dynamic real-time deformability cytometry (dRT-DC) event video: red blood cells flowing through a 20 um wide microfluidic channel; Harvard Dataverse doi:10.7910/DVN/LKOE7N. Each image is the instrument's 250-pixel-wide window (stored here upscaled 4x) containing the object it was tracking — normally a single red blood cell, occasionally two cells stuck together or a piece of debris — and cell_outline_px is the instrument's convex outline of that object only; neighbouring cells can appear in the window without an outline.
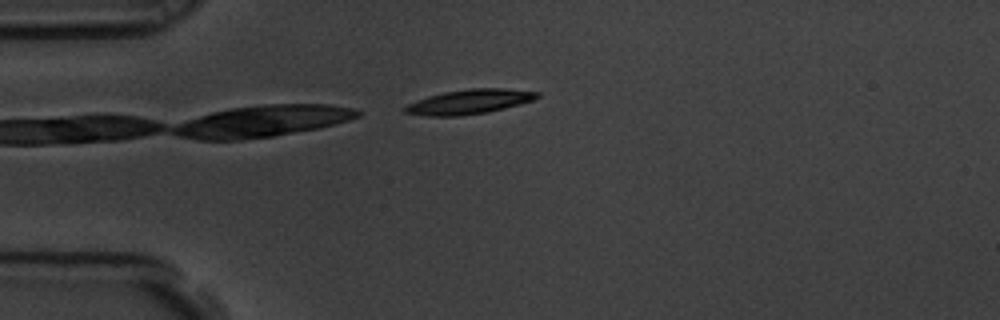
{"species": "common noctule bat (a hibernating species)", "species_latin": "Nyctalus noctula", "temperature_condition": "room temperature", "stored_images_in_passage": 1, "camera_frame_rate_fps": 3000, "um_per_image_px": 0.085, "animal": {"sex": "male", "body_mass_g": 19.5, "forearm_length_mm": 54.6}, "frame": {"image": 1, "passage_image": 1, "time_ms": 0.0, "image_size_px": [1000, 320], "cell_outline_px": [[540, 96], [532, 100], [520, 104], [488, 112], [460, 116], [428, 116], [404, 112], [404, 108], [408, 104], [428, 96], [444, 92], [468, 88], [504, 88], [540, 92]], "centroid_in_image_um": [39.92, 8.64], "position_along_channel_um": 45.1, "area_um2": 18.84}}